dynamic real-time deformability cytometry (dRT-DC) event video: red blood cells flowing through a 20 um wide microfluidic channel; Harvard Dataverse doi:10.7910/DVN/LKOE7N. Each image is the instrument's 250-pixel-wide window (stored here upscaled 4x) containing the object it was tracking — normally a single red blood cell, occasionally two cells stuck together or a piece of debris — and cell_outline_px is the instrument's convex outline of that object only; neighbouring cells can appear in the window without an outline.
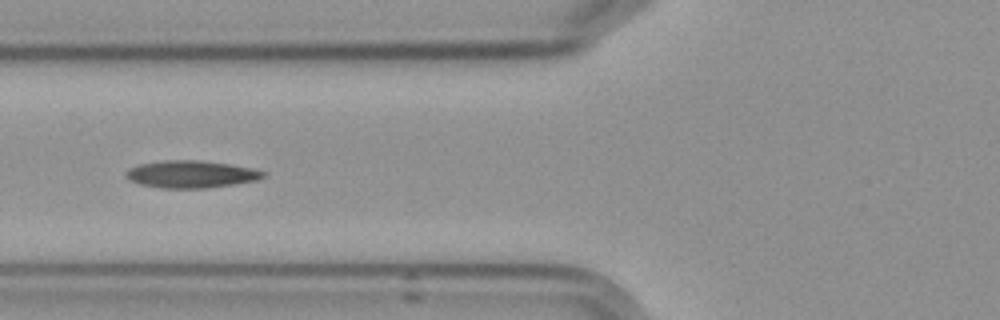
{"species": "Egyptian fruit bat (a non-hibernating species)", "species_latin": "Rousettus aegyptiacus", "temperature_condition": "cold", "stored_images_in_passage": 14, "camera_frame_rate_fps": 3000, "um_per_image_px": 0.085, "frame": {"image": 1, "passage_image": 5, "time_ms": 5.333, "image_size_px": [1000, 320], "cell_outline_px": [[268, 176], [256, 180], [236, 184], [208, 188], [160, 188], [140, 184], [128, 180], [124, 176], [124, 172], [128, 168], [140, 164], [164, 160], [196, 160], [228, 164], [252, 168], [268, 172]], "centroid_in_image_um": [16.24, 14.81], "position_along_channel_um": 109.6, "area_um2": 22.08}}
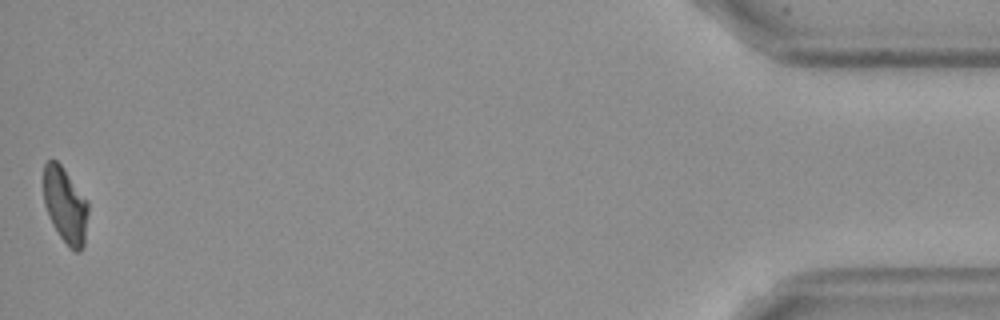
{"frame": {"image": 2, "passage_image": 14, "time_ms": 16.667, "image_size_px": [1000, 320], "cell_outline_px": [[88, 212], [84, 244], [80, 252], [76, 252], [60, 236], [52, 224], [44, 204], [44, 164], [48, 160], [56, 160], [64, 168], [88, 200]], "centroid_in_image_um": [5.56, 17.42], "position_along_channel_um": 429.6, "area_um2": 19.59}, "authors_computed_cell_mechanics": {"area_um2": 21.2415, "velocity_mm_per_s": 3.5827, "shape_relaxation_time_tau1_ms": 5.619, "shape_relaxation_time_tau2_ms": 3.0053, "deformation_change_tau1": 0.1368, "deformation_change_tau2": 0.0833}}